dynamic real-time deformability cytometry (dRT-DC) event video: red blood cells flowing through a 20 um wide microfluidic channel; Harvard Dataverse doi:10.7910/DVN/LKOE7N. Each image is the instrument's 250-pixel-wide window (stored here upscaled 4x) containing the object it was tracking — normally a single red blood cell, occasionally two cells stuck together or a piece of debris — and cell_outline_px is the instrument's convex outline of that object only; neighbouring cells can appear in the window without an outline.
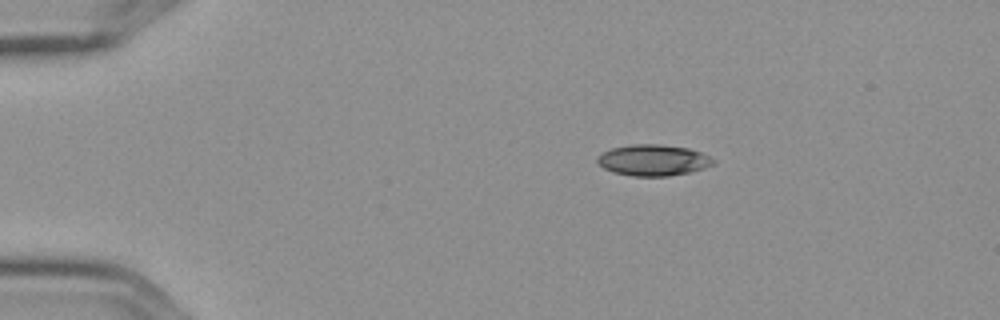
{"species": "Egyptian fruit bat (a non-hibernating species)", "species_latin": "Rousettus aegyptiacus", "temperature_condition": "cold", "stored_images_in_passage": 2, "camera_frame_rate_fps": 3000, "um_per_image_px": 0.085, "frame": {"image": 1, "passage_image": 1, "time_ms": 0.0, "image_size_px": [1000, 320], "cell_outline_px": [[716, 164], [704, 168], [688, 172], [668, 176], [632, 176], [612, 172], [604, 168], [596, 160], [596, 156], [612, 148], [632, 144], [660, 144], [688, 148], [700, 152], [716, 160]], "centroid_in_image_um": [55.52, 13.61], "position_along_channel_um": 29.5, "area_um2": 21.04}}